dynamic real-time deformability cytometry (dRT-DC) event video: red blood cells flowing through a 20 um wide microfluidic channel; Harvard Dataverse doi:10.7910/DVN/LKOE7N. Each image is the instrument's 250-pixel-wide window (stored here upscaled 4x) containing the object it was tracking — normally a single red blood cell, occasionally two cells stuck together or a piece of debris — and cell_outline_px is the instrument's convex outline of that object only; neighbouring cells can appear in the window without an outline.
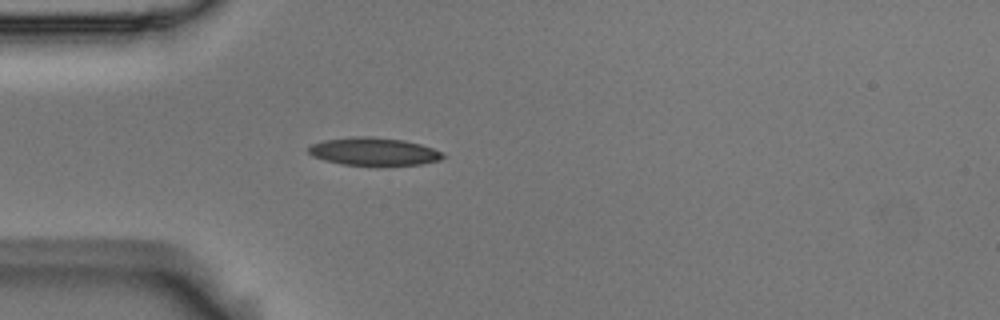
{"species": "Egyptian fruit bat (a non-hibernating species)", "species_latin": "Rousettus aegyptiacus", "temperature_condition": "room temperature", "stored_images_in_passage": 40, "camera_frame_rate_fps": 3000, "um_per_image_px": 0.085, "animal": {"sex": "male"}, "frame": {"image": 1, "passage_image": 1, "time_ms": 0.0, "image_size_px": [1000, 320], "cell_outline_px": [[444, 156], [440, 160], [420, 164], [344, 164], [324, 160], [312, 156], [308, 152], [308, 148], [312, 144], [324, 140], [352, 136], [372, 136], [404, 140], [420, 144], [444, 152]], "centroid_in_image_um": [31.76, 12.85], "position_along_channel_um": 53.2, "area_um2": 21.5}}
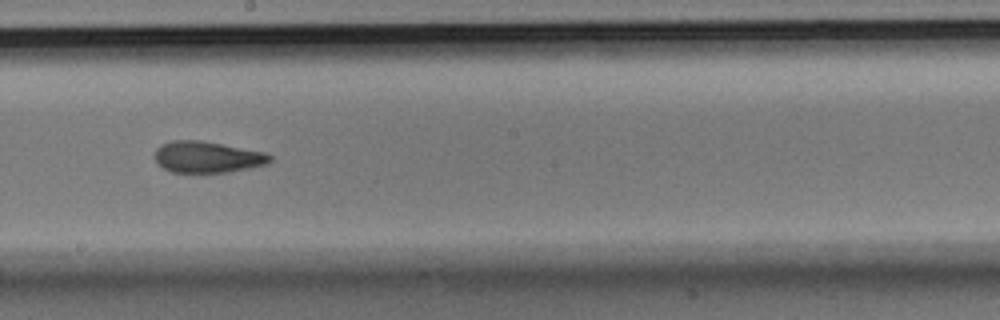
{"frame": {"image": 2, "passage_image": 16, "time_ms": 5.0, "image_size_px": [1000, 320], "cell_outline_px": [[272, 160], [268, 164], [228, 172], [172, 172], [164, 168], [156, 160], [156, 148], [160, 144], [172, 140], [200, 140], [264, 152], [272, 156]], "centroid_in_image_um": [17.63, 13.34], "position_along_channel_um": 230.6, "area_um2": 20.87}}
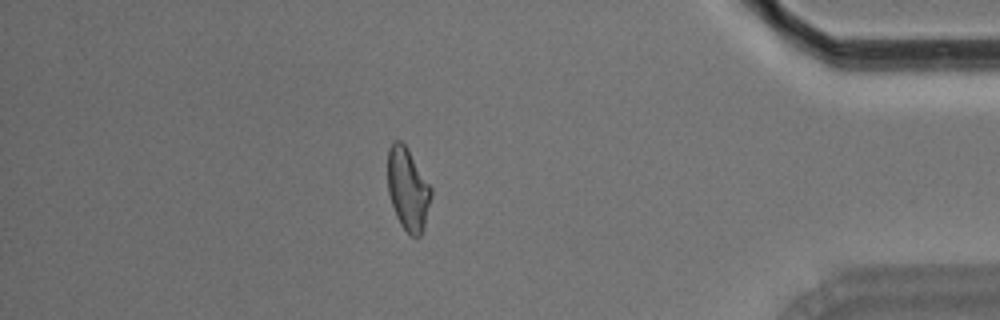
{"frame": {"image": 3, "passage_image": 33, "time_ms": 10.667, "image_size_px": [1000, 320], "cell_outline_px": [[432, 196], [424, 224], [420, 236], [412, 236], [400, 224], [396, 216], [388, 192], [388, 148], [396, 140], [400, 140], [408, 148], [432, 188]], "centroid_in_image_um": [34.67, 16.05], "position_along_channel_um": 400.5, "area_um2": 20.69}, "authors_computed_cell_mechanics": {"area_um2": 21.3282, "velocity_mm_per_s": 3.6686, "shape_relaxation_time_tau1_ms": 6.4163, "shape_relaxation_time_tau2_ms": 2.59, "deformation_change_tau1": 0.1622, "deformation_change_tau2": 0.0913}}